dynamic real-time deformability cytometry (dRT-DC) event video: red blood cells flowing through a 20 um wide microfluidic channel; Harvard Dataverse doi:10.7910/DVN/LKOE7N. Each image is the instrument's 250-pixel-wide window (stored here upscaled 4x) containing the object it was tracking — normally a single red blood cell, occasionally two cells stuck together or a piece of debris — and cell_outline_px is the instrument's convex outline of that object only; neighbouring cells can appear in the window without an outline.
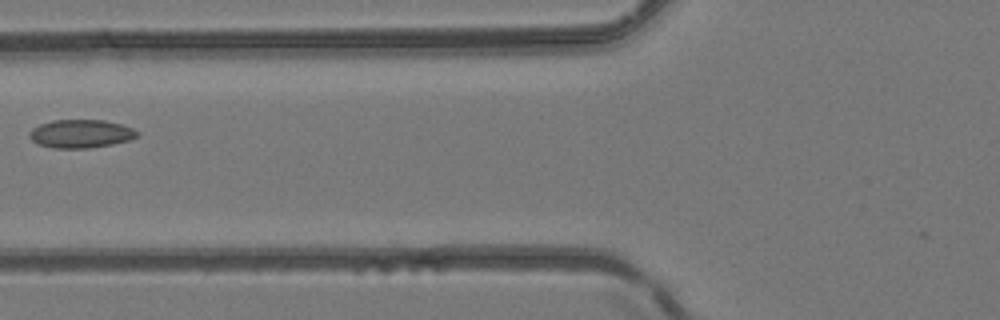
{"species": "common noctule bat (a hibernating species)", "species_latin": "Nyctalus noctula", "temperature_condition": "room temperature", "stored_images_in_passage": 5, "camera_frame_rate_fps": 3000, "um_per_image_px": 0.085, "animal": {"sex": "female", "body_mass_g": 24.6, "forearm_length_mm": 56.2}, "frame": {"image": 1, "passage_image": 5, "time_ms": 1.333, "image_size_px": [1000, 320], "cell_outline_px": [[140, 136], [128, 140], [112, 144], [88, 148], [52, 148], [36, 144], [28, 136], [28, 132], [32, 128], [40, 124], [52, 120], [104, 120], [120, 124], [132, 128], [140, 132]], "centroid_in_image_um": [6.85, 11.37], "position_along_channel_um": 119.0, "area_um2": 17.92}}